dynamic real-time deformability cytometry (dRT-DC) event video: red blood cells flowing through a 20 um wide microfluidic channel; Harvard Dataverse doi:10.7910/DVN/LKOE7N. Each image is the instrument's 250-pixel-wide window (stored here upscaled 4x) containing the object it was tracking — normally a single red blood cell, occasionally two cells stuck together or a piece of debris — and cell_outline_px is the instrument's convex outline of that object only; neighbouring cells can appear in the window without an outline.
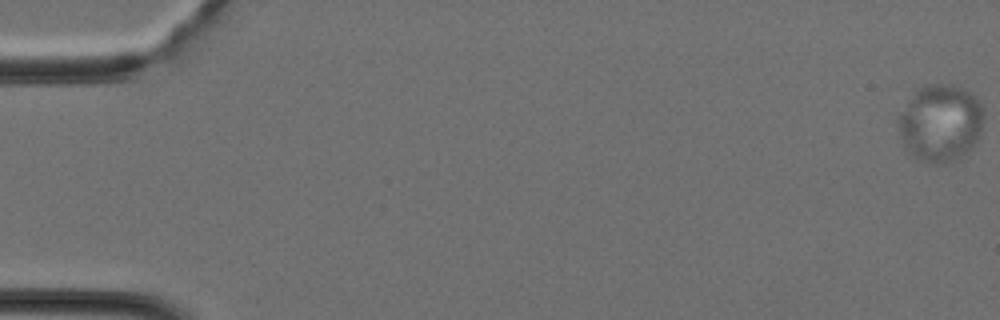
{"species": "Egyptian fruit bat (a non-hibernating species)", "species_latin": "Rousettus aegyptiacus", "temperature_condition": "cold", "stored_images_in_passage": 42, "camera_frame_rate_fps": 3000, "um_per_image_px": 0.085, "animal": {"sex": "female"}, "frame": {"image": 1, "passage_image": 1, "time_ms": 0.0, "image_size_px": [1000, 320], "cell_outline_px": [[984, 116], [980, 136], [976, 144], [968, 152], [952, 164], [936, 164], [920, 160], [912, 156], [904, 148], [896, 120], [916, 88], [928, 84], [956, 84], [964, 88], [976, 96], [980, 100], [984, 108]], "centroid_in_image_um": [79.97, 10.46], "position_along_channel_um": 5.0, "area_um2": 39.59}}
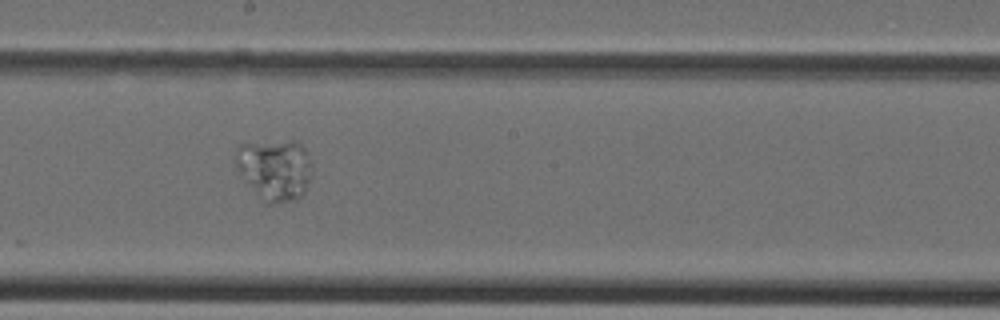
{"frame": {"image": 2, "passage_image": 24, "time_ms": 7.667, "image_size_px": [1000, 320], "cell_outline_px": [[308, 180], [304, 192], [296, 200], [280, 204], [264, 204], [244, 180], [236, 164], [236, 148], [240, 144], [292, 140], [296, 140], [304, 148], [308, 164]], "centroid_in_image_um": [23.3, 14.44], "position_along_channel_um": 224.9, "area_um2": 26.88}}
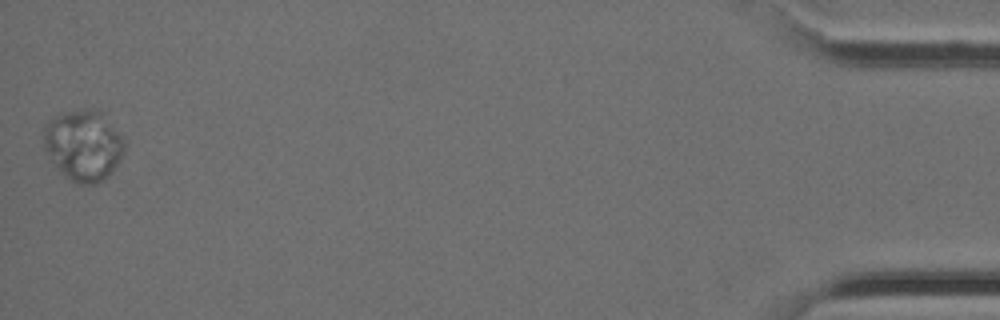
{"frame": {"image": 3, "passage_image": 42, "time_ms": 13.667, "image_size_px": [1000, 320], "cell_outline_px": [[128, 144], [120, 160], [112, 172], [104, 180], [96, 184], [76, 184], [52, 164], [44, 148], [44, 124], [48, 120], [60, 112], [92, 108], [96, 108], [104, 112], [124, 136]], "centroid_in_image_um": [7.14, 12.31], "position_along_channel_um": 428.1, "area_um2": 34.39}}